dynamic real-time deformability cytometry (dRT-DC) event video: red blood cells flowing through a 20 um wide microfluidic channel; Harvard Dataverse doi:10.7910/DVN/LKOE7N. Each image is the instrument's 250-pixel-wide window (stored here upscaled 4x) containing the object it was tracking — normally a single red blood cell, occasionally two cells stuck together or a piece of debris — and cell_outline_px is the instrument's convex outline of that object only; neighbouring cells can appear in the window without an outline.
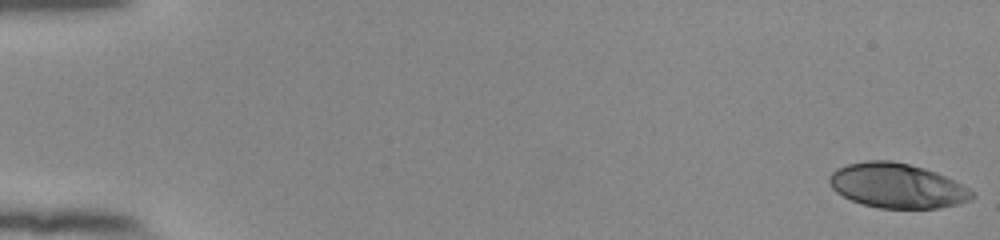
{"species": "human", "species_latin": "Homo sapiens", "temperature_condition": "room temperature", "stored_images_in_passage": 54, "camera_frame_rate_fps": 3000, "um_per_image_px": 0.085, "donor": {"sex": "female"}, "frame": {"image": 1, "passage_image": 1, "time_ms": 0.0, "image_size_px": [1000, 240], "cell_outline_px": [[976, 196], [968, 200], [956, 204], [940, 208], [880, 208], [864, 204], [852, 200], [836, 192], [832, 188], [828, 180], [828, 176], [836, 168], [848, 164], [868, 160], [892, 160], [924, 168], [936, 172], [968, 188]], "centroid_in_image_um": [76.22, 15.78], "position_along_channel_um": 8.8, "area_um2": 36.88}}
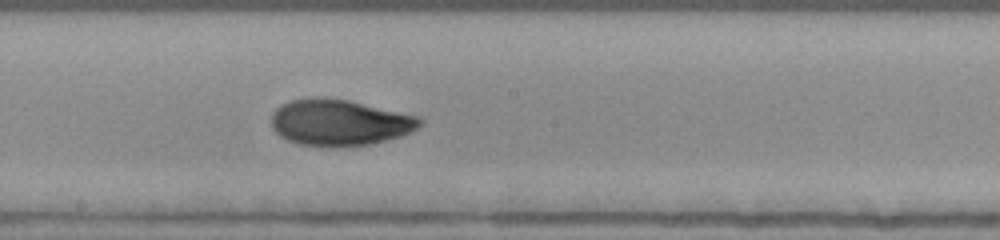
{"frame": {"image": 2, "passage_image": 31, "time_ms": 10.0, "image_size_px": [1000, 240], "cell_outline_px": [[424, 120], [416, 128], [400, 136], [368, 144], [332, 148], [300, 144], [288, 140], [280, 136], [272, 128], [272, 112], [280, 104], [292, 100], [312, 96], [320, 96], [348, 100], [420, 116]], "centroid_in_image_um": [28.82, 10.4], "position_along_channel_um": 219.4, "area_um2": 40.23}}
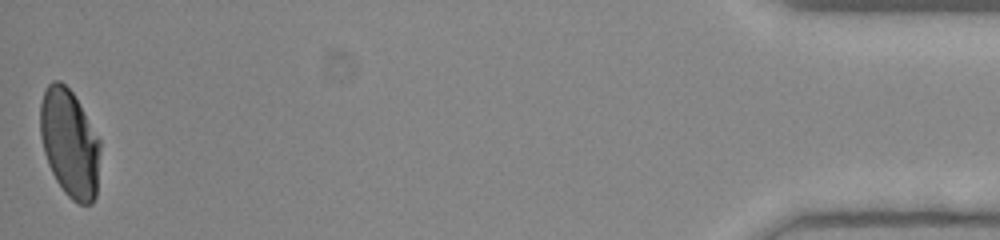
{"frame": {"image": 3, "passage_image": 54, "time_ms": 17.667, "image_size_px": [1000, 240], "cell_outline_px": [[100, 148], [96, 196], [92, 204], [80, 204], [72, 200], [64, 192], [56, 180], [48, 164], [44, 152], [40, 136], [40, 104], [44, 92], [48, 84], [52, 80], [60, 80], [72, 92], [100, 140]], "centroid_in_image_um": [5.91, 12.18], "position_along_channel_um": 429.3, "area_um2": 37.57}, "authors_computed_cell_mechanics": {"area_um2": 38.4081, "velocity_mm_per_s": 3.8688, "shape_relaxation_time_tau1_ms": 5.238, "shape_relaxation_time_tau2_ms": 1.3661, "deformation_change_tau1": 0.21, "deformation_change_tau2": 0.0522}}